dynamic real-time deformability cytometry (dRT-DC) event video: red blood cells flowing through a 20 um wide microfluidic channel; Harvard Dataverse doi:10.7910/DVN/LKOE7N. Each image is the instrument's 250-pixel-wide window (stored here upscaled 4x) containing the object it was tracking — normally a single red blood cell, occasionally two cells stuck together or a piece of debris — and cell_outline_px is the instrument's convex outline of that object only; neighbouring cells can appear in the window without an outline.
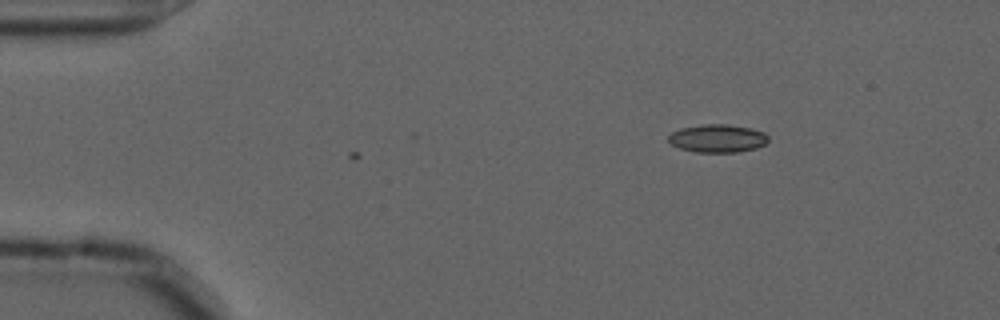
{"species": "common noctule bat (a hibernating species)", "species_latin": "Nyctalus noctula", "temperature_condition": "cold", "stored_images_in_passage": 2, "camera_frame_rate_fps": 3000, "um_per_image_px": 0.085, "animal": {"sex": "male", "forearm_length_mm": 52.5}, "frame": {"image": 1, "passage_image": 2, "time_ms": 0.333, "image_size_px": [1000, 320], "cell_outline_px": [[768, 140], [764, 144], [756, 148], [736, 152], [696, 152], [680, 148], [672, 144], [668, 140], [668, 136], [672, 132], [680, 128], [704, 124], [728, 124], [748, 128], [764, 132], [768, 136]], "centroid_in_image_um": [60.98, 11.76], "position_along_channel_um": 24.0, "area_um2": 16.18}}